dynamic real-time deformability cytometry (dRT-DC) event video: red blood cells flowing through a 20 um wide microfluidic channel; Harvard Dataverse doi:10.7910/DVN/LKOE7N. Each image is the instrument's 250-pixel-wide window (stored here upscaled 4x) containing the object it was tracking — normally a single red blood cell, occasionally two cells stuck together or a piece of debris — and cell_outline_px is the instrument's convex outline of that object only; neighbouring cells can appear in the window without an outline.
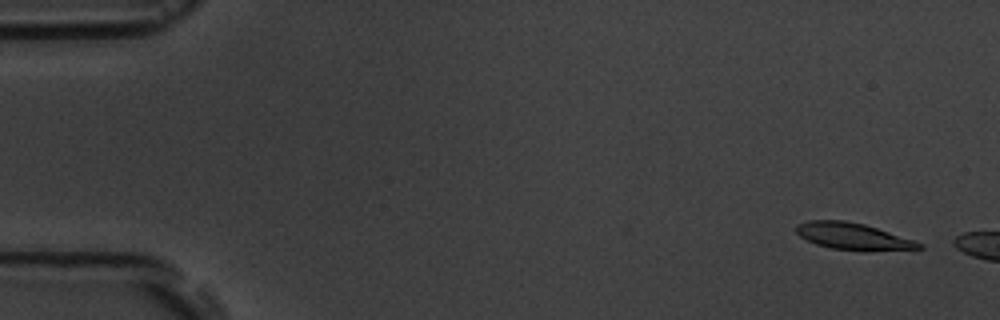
{"species": "common noctule bat (a hibernating species)", "species_latin": "Nyctalus noctula", "temperature_condition": "room temperature", "stored_images_in_passage": 3, "camera_frame_rate_fps": 3000, "um_per_image_px": 0.085, "animal": {"sex": "male", "body_mass_g": 19.5, "forearm_length_mm": 54.6}, "frame": {"image": 1, "passage_image": 1, "time_ms": 0.0, "image_size_px": [1000, 320], "cell_outline_px": [[924, 248], [868, 252], [832, 248], [816, 244], [800, 236], [796, 232], [796, 224], [808, 220], [844, 220], [864, 224], [924, 244]], "centroid_in_image_um": [72.5, 20.1], "position_along_channel_um": 12.5, "area_um2": 19.13}}